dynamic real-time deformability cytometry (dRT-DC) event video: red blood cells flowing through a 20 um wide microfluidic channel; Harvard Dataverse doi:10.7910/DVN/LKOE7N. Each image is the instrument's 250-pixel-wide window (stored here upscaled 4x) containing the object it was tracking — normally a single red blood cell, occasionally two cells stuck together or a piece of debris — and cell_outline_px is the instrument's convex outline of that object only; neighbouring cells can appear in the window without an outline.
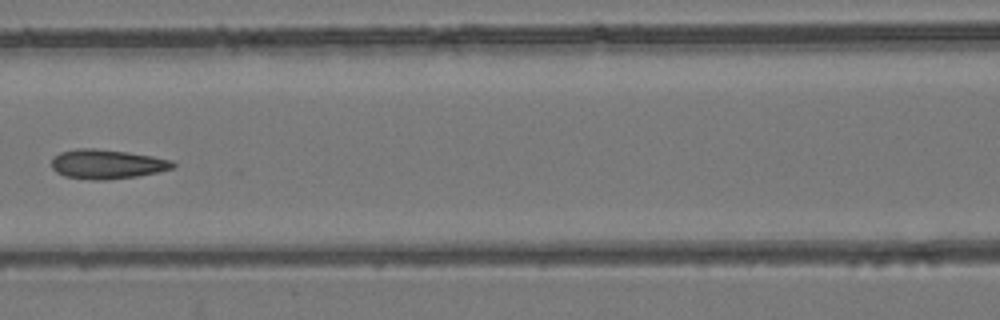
{"species": "common noctule bat (a hibernating species)", "species_latin": "Nyctalus noctula", "temperature_condition": "room temperature", "stored_images_in_passage": 9, "camera_frame_rate_fps": 3000, "um_per_image_px": 0.085, "animal": {"sex": "female", "body_mass_g": 24.6, "forearm_length_mm": 56.2}, "frame": {"image": 1, "passage_image": 8, "time_ms": 8.0, "image_size_px": [1000, 320], "cell_outline_px": [[176, 164], [172, 168], [156, 172], [136, 176], [104, 180], [92, 180], [64, 176], [56, 172], [52, 168], [52, 160], [60, 152], [76, 148], [96, 148], [152, 156], [172, 160]], "centroid_in_image_um": [9.06, 13.95], "position_along_channel_um": 157.5, "area_um2": 20.58}}
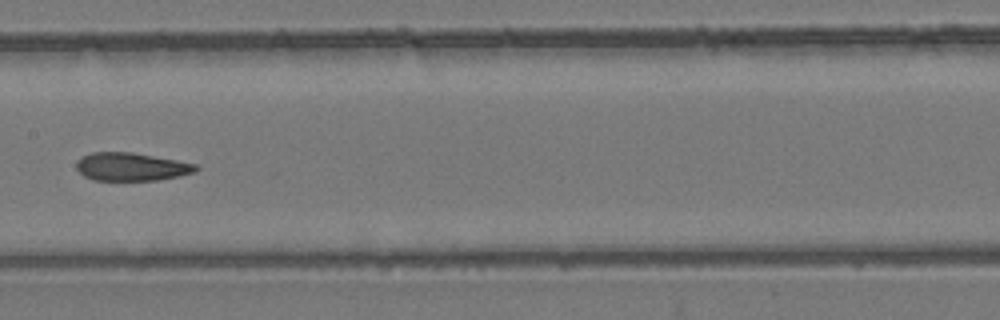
{"frame": {"image": 2, "passage_image": 9, "time_ms": 9.0, "image_size_px": [1000, 320], "cell_outline_px": [[200, 168], [196, 172], [156, 180], [92, 180], [84, 176], [76, 168], [76, 160], [92, 152], [132, 152], [176, 160], [196, 164]], "centroid_in_image_um": [11.15, 14.17], "position_along_channel_um": 196.3, "area_um2": 19.48}}